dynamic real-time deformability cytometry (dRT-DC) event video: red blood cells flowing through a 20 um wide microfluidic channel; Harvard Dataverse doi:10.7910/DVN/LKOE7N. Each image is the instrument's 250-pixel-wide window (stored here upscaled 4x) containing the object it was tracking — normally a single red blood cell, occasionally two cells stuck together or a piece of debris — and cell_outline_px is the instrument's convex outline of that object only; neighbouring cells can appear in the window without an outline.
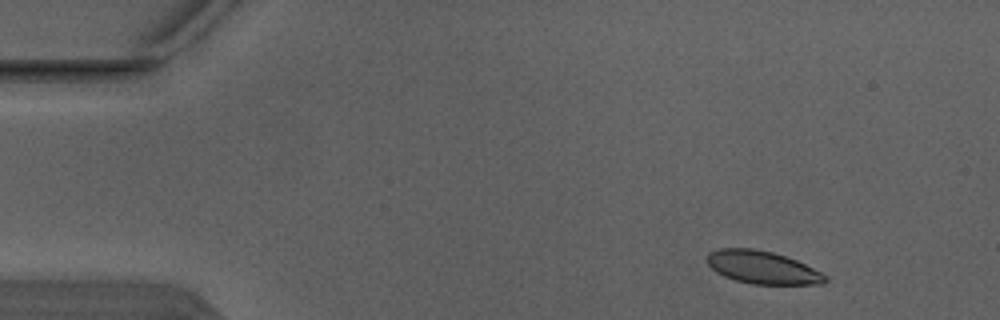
{"species": "Egyptian fruit bat (a non-hibernating species)", "species_latin": "Rousettus aegyptiacus", "temperature_condition": "warm", "stored_images_in_passage": 3, "camera_frame_rate_fps": 3000, "um_per_image_px": 0.085, "animal": {"sex": "male"}, "frame": {"image": 1, "passage_image": 1, "time_ms": 0.0, "image_size_px": [1000, 320], "cell_outline_px": [[828, 280], [820, 284], [752, 284], [736, 280], [724, 276], [716, 272], [708, 264], [708, 252], [720, 248], [752, 248], [772, 252], [796, 260], [828, 276]], "centroid_in_image_um": [64.79, 22.73], "position_along_channel_um": 20.2, "area_um2": 22.37}}